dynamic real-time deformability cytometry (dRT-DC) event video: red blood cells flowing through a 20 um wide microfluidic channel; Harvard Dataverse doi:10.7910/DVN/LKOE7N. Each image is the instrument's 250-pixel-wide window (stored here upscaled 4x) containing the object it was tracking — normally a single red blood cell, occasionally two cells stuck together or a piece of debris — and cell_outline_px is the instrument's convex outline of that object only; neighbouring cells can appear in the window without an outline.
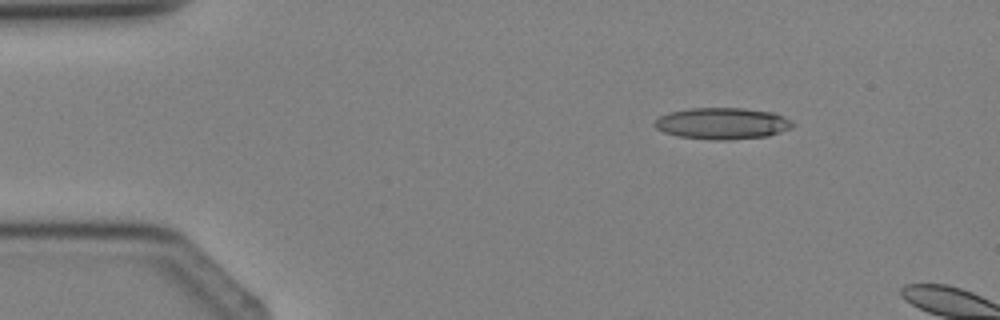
{"species": "Egyptian fruit bat (a non-hibernating species)", "species_latin": "Rousettus aegyptiacus", "temperature_condition": "cold", "stored_images_in_passage": 3, "camera_frame_rate_fps": 3000, "um_per_image_px": 0.085, "animal": {"sex": "female"}, "frame": {"image": 1, "passage_image": 2, "time_ms": 1.0, "image_size_px": [1000, 320], "cell_outline_px": [[796, 124], [792, 128], [768, 136], [732, 140], [712, 140], [676, 136], [664, 132], [656, 128], [652, 124], [660, 116], [672, 112], [688, 108], [744, 108], [772, 112], [784, 116]], "centroid_in_image_um": [61.42, 10.5], "position_along_channel_um": 23.6, "area_um2": 25.55}}